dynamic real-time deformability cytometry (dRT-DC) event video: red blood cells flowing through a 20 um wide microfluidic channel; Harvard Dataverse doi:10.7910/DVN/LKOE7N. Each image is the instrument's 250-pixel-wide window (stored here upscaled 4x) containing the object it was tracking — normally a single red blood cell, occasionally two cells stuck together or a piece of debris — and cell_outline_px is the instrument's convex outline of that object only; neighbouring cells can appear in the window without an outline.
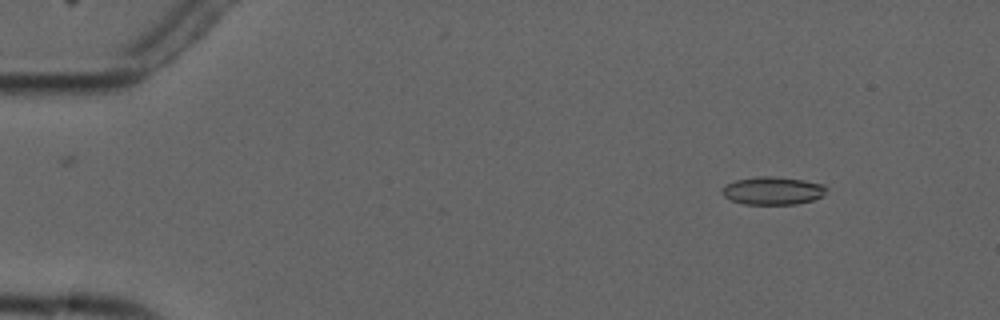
{"species": "common noctule bat (a hibernating species)", "species_latin": "Nyctalus noctula", "temperature_condition": "cold", "stored_images_in_passage": 5, "camera_frame_rate_fps": 3000, "um_per_image_px": 0.085, "animal": {"sex": "male", "forearm_length_mm": 52.5}, "frame": {"image": 1, "passage_image": 2, "time_ms": 1.333, "image_size_px": [1000, 320], "cell_outline_px": [[828, 188], [820, 196], [812, 200], [796, 204], [744, 204], [732, 200], [724, 196], [720, 192], [720, 188], [724, 184], [736, 180], [756, 176], [772, 176], [804, 180], [824, 184]], "centroid_in_image_um": [65.63, 16.2], "position_along_channel_um": 19.4, "area_um2": 17.05}}